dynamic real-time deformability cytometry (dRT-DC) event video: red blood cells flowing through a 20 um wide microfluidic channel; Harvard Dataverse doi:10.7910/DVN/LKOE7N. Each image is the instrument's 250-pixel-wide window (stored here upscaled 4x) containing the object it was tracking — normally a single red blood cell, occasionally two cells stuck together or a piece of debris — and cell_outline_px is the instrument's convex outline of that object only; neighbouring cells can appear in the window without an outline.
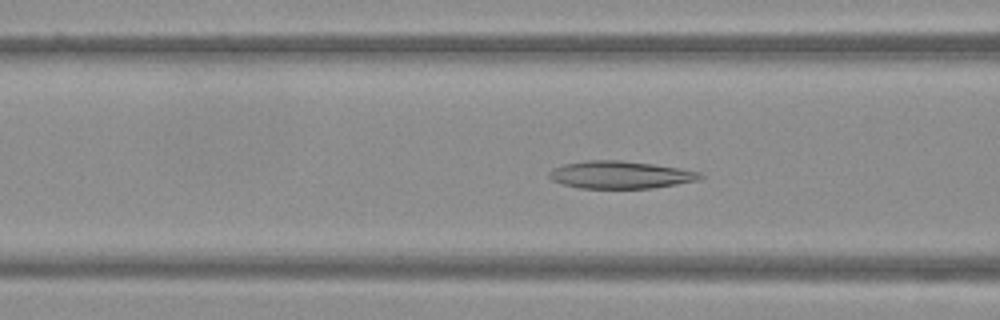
{"species": "Egyptian fruit bat (a non-hibernating species)", "species_latin": "Rousettus aegyptiacus", "temperature_condition": "warm", "stored_images_in_passage": 51, "camera_frame_rate_fps": 3000, "um_per_image_px": 0.085, "frame": {"image": 1, "passage_image": 20, "time_ms": 6.333, "image_size_px": [1000, 320], "cell_outline_px": [[704, 176], [700, 180], [652, 188], [580, 188], [564, 184], [552, 180], [548, 176], [548, 172], [552, 168], [564, 164], [584, 160], [620, 160], [652, 164], [680, 168], [700, 172]], "centroid_in_image_um": [52.72, 14.85], "position_along_channel_um": 113.9, "area_um2": 24.22}}
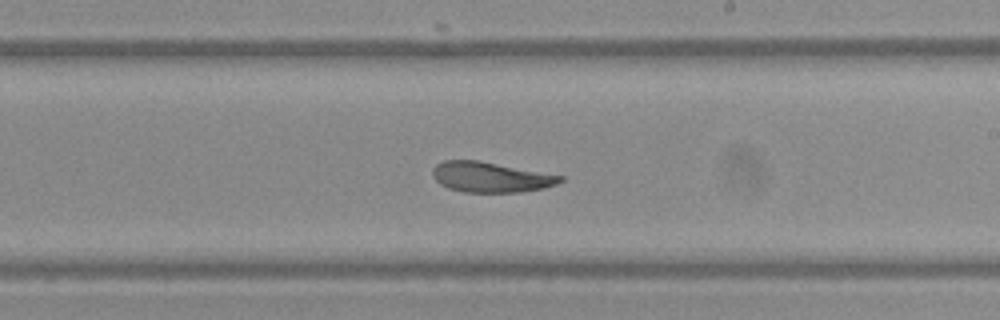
{"frame": {"image": 2, "passage_image": 30, "time_ms": 9.667, "image_size_px": [1000, 320], "cell_outline_px": [[564, 180], [556, 184], [544, 188], [520, 192], [464, 192], [448, 188], [440, 184], [432, 176], [432, 168], [436, 164], [444, 160], [480, 160], [564, 176]], "centroid_in_image_um": [41.69, 15.05], "position_along_channel_um": 247.3, "area_um2": 22.66}}
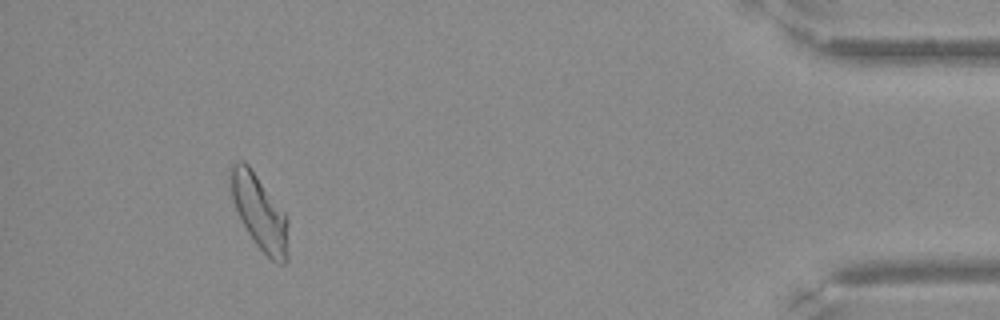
{"frame": {"image": 3, "passage_image": 47, "time_ms": 15.333, "image_size_px": [1000, 320], "cell_outline_px": [[288, 260], [284, 264], [280, 264], [272, 260], [256, 244], [248, 232], [232, 200], [228, 168], [236, 160], [244, 160], [248, 164], [284, 212], [288, 220]], "centroid_in_image_um": [22.05, 18.01], "position_along_channel_um": 413.1, "area_um2": 24.97}}